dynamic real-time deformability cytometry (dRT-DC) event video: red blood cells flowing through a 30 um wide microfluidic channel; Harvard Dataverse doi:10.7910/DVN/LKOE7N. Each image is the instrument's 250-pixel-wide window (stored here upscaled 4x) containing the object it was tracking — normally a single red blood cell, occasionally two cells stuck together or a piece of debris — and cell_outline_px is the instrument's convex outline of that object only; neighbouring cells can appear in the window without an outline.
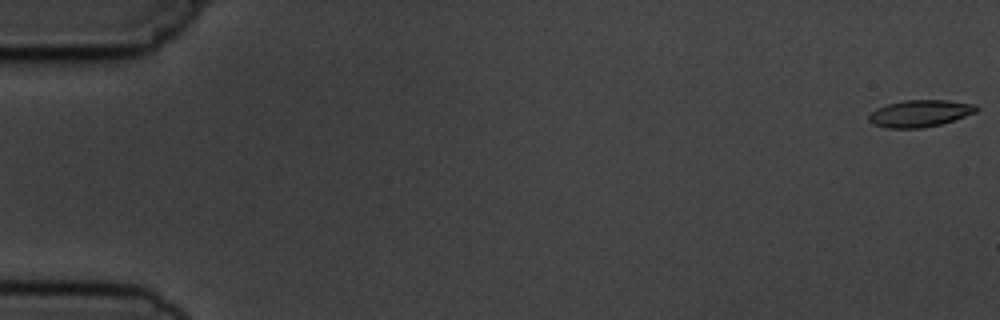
{"species": "common noctule bat (a hibernating species)", "species_latin": "Nyctalus noctula", "temperature_condition": "cold", "stored_images_in_passage": 5, "camera_frame_rate_fps": 3000, "um_per_image_px": 0.085, "animal": {"sex": "male", "body_mass_g": 19.5, "forearm_length_mm": 54.6}, "frame": {"image": 1, "passage_image": 1, "time_ms": 0.0, "image_size_px": [1000, 320], "cell_outline_px": [[980, 108], [976, 112], [940, 124], [920, 128], [888, 128], [872, 124], [868, 120], [868, 116], [876, 108], [888, 104], [904, 100], [948, 100], [976, 104]], "centroid_in_image_um": [78.19, 9.63], "position_along_channel_um": 6.8, "area_um2": 16.82}}
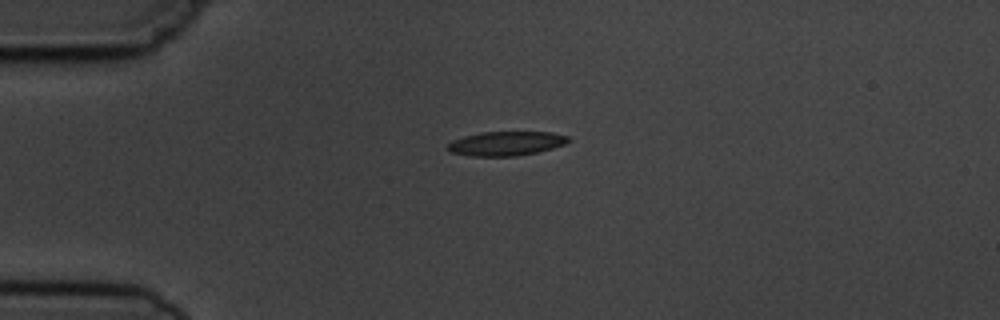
{"frame": {"image": 2, "passage_image": 4, "time_ms": 4.333, "image_size_px": [1000, 320], "cell_outline_px": [[572, 140], [564, 144], [552, 148], [536, 152], [516, 156], [468, 156], [452, 152], [448, 148], [448, 144], [452, 140], [464, 136], [484, 132], [552, 132], [568, 136]], "centroid_in_image_um": [43.04, 12.19], "position_along_channel_um": 42.0, "area_um2": 16.94}}